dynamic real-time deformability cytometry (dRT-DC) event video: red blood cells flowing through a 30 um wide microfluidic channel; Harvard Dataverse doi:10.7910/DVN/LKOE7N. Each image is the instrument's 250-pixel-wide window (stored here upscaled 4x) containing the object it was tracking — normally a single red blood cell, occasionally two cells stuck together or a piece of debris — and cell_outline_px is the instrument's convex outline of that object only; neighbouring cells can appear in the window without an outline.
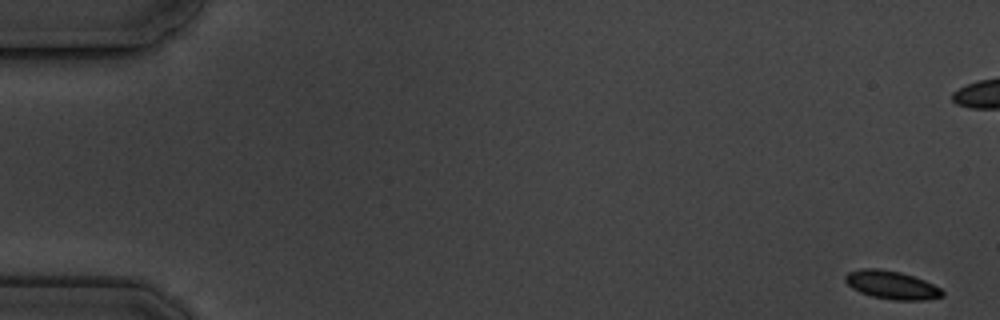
{"species": "common noctule bat (a hibernating species)", "species_latin": "Nyctalus noctula", "temperature_condition": "cold", "stored_images_in_passage": 6, "camera_frame_rate_fps": 3000, "um_per_image_px": 0.085, "animal": {"sex": "male", "body_mass_g": 19.5, "forearm_length_mm": 54.6}, "frame": {"image": 1, "passage_image": 1, "time_ms": 0.0, "image_size_px": [1000, 320], "cell_outline_px": [[944, 296], [924, 300], [892, 300], [872, 296], [860, 292], [852, 288], [844, 280], [844, 276], [848, 272], [864, 268], [880, 268], [900, 272], [924, 280], [940, 288], [944, 292]], "centroid_in_image_um": [75.78, 24.22], "position_along_channel_um": 9.2, "area_um2": 15.95}}